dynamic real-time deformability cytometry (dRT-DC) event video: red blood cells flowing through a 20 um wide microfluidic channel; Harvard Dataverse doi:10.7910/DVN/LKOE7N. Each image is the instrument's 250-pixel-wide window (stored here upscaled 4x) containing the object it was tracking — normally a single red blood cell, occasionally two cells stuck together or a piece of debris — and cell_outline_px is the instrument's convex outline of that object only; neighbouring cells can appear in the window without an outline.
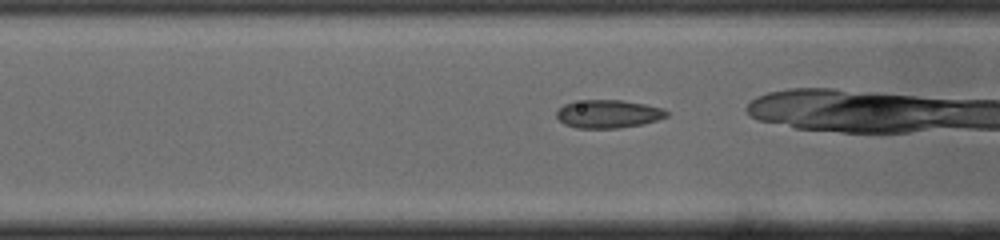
{"species": "common noctule bat (a hibernating species)", "species_latin": "Nyctalus noctula", "temperature_condition": "cold", "stored_images_in_passage": 29, "camera_frame_rate_fps": 3000, "um_per_image_px": 0.085, "animal": {"sex": "male", "body_mass_g": 19.0, "forearm_length_mm": 50.8}, "frame": {"image": 1, "passage_image": 9, "time_ms": 2.667, "image_size_px": [1000, 240], "cell_outline_px": [[668, 116], [644, 124], [620, 128], [576, 128], [564, 124], [556, 116], [556, 112], [564, 104], [584, 100], [620, 100], [644, 104], [664, 108], [668, 112]], "centroid_in_image_um": [51.71, 9.69], "position_along_channel_um": 114.9, "area_um2": 18.03}}